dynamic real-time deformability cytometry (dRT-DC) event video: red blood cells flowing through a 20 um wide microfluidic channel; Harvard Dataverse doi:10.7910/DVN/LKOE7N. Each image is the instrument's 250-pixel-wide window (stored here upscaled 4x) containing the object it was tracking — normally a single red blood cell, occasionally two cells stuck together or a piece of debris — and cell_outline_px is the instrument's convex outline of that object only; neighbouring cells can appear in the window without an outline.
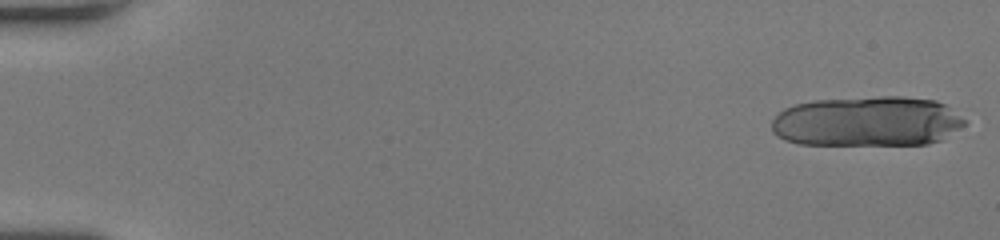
{"species": "human", "species_latin": "Homo sapiens", "temperature_condition": "room temperature", "stored_images_in_passage": 19, "camera_frame_rate_fps": 3000, "um_per_image_px": 0.085, "donor": {"sex": "female"}, "frame": {"image": 1, "passage_image": 1, "time_ms": 0.0, "image_size_px": [1000, 240], "cell_outline_px": [[968, 120], [964, 124], [940, 140], [928, 144], [800, 144], [784, 140], [776, 136], [772, 132], [772, 120], [784, 108], [796, 104], [812, 100], [880, 96], [900, 96], [936, 100], [944, 104]], "centroid_in_image_um": [73.69, 10.31], "position_along_channel_um": 11.3, "area_um2": 56.47}}